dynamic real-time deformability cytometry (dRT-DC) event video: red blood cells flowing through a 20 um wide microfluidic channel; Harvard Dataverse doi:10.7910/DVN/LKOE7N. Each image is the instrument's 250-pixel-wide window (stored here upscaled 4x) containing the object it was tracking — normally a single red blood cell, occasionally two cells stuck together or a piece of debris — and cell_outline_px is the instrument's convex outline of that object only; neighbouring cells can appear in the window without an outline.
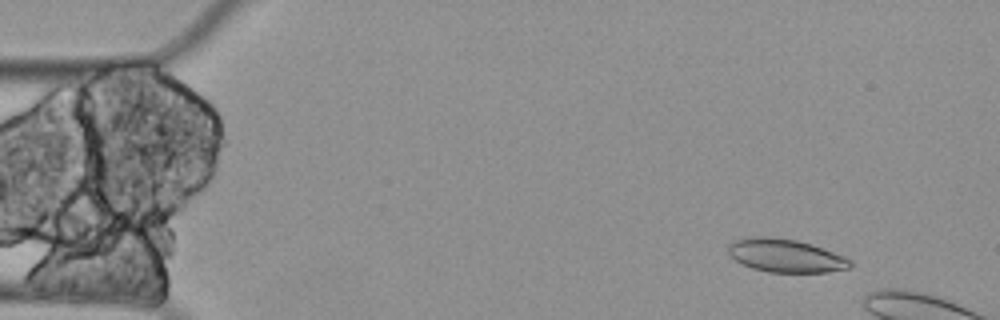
{"species": "Egyptian fruit bat (a non-hibernating species)", "species_latin": "Rousettus aegyptiacus", "temperature_condition": "cold", "stored_images_in_passage": 4, "camera_frame_rate_fps": 3000, "um_per_image_px": 0.085, "animal": {"sex": "female"}, "frame": {"image": 1, "passage_image": 2, "time_ms": 0.333, "image_size_px": [1000, 320], "cell_outline_px": [[852, 264], [848, 268], [828, 272], [768, 272], [752, 268], [736, 260], [728, 252], [728, 244], [736, 240], [752, 236], [768, 236], [796, 240], [812, 244], [844, 256], [852, 260]], "centroid_in_image_um": [66.78, 21.72], "position_along_channel_um": 18.2, "area_um2": 23.52}}